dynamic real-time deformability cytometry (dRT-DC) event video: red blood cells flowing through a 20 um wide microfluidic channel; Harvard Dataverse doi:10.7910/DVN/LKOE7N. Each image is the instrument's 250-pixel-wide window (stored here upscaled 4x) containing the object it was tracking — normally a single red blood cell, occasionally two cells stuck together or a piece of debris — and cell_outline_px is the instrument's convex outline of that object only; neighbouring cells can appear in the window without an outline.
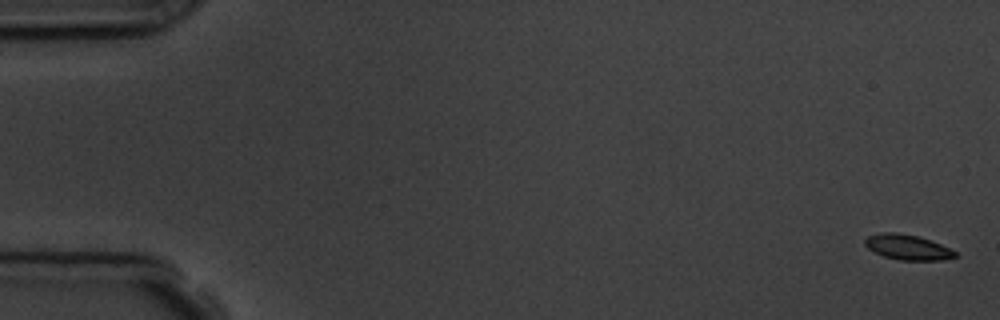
{"species": "common noctule bat (a hibernating species)", "species_latin": "Nyctalus noctula", "temperature_condition": "room temperature", "stored_images_in_passage": 11, "camera_frame_rate_fps": 3000, "um_per_image_px": 0.085, "animal": {"sex": "male", "body_mass_g": 19.5, "forearm_length_mm": 54.6}, "frame": {"image": 1, "passage_image": 1, "time_ms": 0.0, "image_size_px": [1000, 320], "cell_outline_px": [[960, 256], [940, 260], [900, 260], [884, 256], [868, 248], [864, 244], [864, 240], [868, 236], [880, 232], [896, 232], [916, 236], [940, 244], [956, 252]], "centroid_in_image_um": [77.13, 21.01], "position_along_channel_um": 7.9, "area_um2": 13.06}}
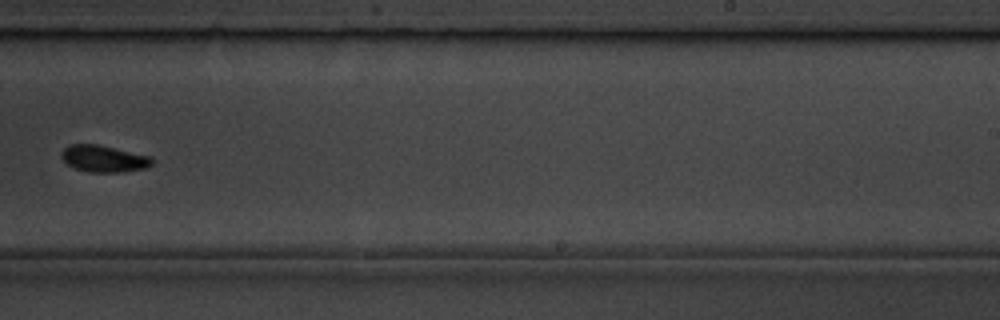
{"frame": {"image": 2, "passage_image": 11, "time_ms": 11.333, "image_size_px": [1000, 320], "cell_outline_px": [[152, 164], [144, 168], [124, 172], [88, 172], [76, 168], [68, 164], [60, 156], [60, 152], [68, 144], [96, 144], [152, 156]], "centroid_in_image_um": [8.8, 13.48], "position_along_channel_um": 280.2, "area_um2": 14.1}}